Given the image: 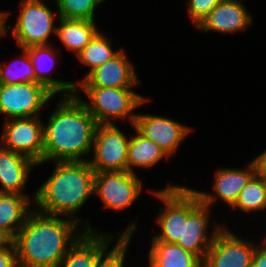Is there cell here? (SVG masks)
Returning a JSON list of instances; mask_svg holds the SVG:
<instances>
[{
  "instance_id": "obj_1",
  "label": "cell",
  "mask_w": 266,
  "mask_h": 267,
  "mask_svg": "<svg viewBox=\"0 0 266 267\" xmlns=\"http://www.w3.org/2000/svg\"><path fill=\"white\" fill-rule=\"evenodd\" d=\"M80 225L69 217L45 215L33 208L13 239L18 267H57L87 231Z\"/></svg>"
},
{
  "instance_id": "obj_2",
  "label": "cell",
  "mask_w": 266,
  "mask_h": 267,
  "mask_svg": "<svg viewBox=\"0 0 266 267\" xmlns=\"http://www.w3.org/2000/svg\"><path fill=\"white\" fill-rule=\"evenodd\" d=\"M57 102L43 124V163L36 167L54 161H87L92 153L95 118L76 95L61 96Z\"/></svg>"
},
{
  "instance_id": "obj_3",
  "label": "cell",
  "mask_w": 266,
  "mask_h": 267,
  "mask_svg": "<svg viewBox=\"0 0 266 267\" xmlns=\"http://www.w3.org/2000/svg\"><path fill=\"white\" fill-rule=\"evenodd\" d=\"M54 171L39 186L34 201L35 210L50 216H65L76 220L84 229L98 232L89 220L82 223L77 216L94 195L95 171L87 161H54Z\"/></svg>"
},
{
  "instance_id": "obj_4",
  "label": "cell",
  "mask_w": 266,
  "mask_h": 267,
  "mask_svg": "<svg viewBox=\"0 0 266 267\" xmlns=\"http://www.w3.org/2000/svg\"><path fill=\"white\" fill-rule=\"evenodd\" d=\"M81 92L88 96L81 97ZM75 95L95 118L97 125L115 124L113 120H126L134 126L137 113L135 110L150 101L132 88L76 87ZM89 100V101H88Z\"/></svg>"
},
{
  "instance_id": "obj_5",
  "label": "cell",
  "mask_w": 266,
  "mask_h": 267,
  "mask_svg": "<svg viewBox=\"0 0 266 267\" xmlns=\"http://www.w3.org/2000/svg\"><path fill=\"white\" fill-rule=\"evenodd\" d=\"M19 7L15 25L10 24V33L17 46L21 49L50 44L48 39L51 35L56 36L55 21H59L60 16L53 13L44 0H21Z\"/></svg>"
},
{
  "instance_id": "obj_6",
  "label": "cell",
  "mask_w": 266,
  "mask_h": 267,
  "mask_svg": "<svg viewBox=\"0 0 266 267\" xmlns=\"http://www.w3.org/2000/svg\"><path fill=\"white\" fill-rule=\"evenodd\" d=\"M210 211L211 208L201 202L193 189L184 186L183 242L176 244L197 256L202 262L217 233L224 226L223 223L220 225L215 222L214 228L208 232V226L211 224Z\"/></svg>"
},
{
  "instance_id": "obj_7",
  "label": "cell",
  "mask_w": 266,
  "mask_h": 267,
  "mask_svg": "<svg viewBox=\"0 0 266 267\" xmlns=\"http://www.w3.org/2000/svg\"><path fill=\"white\" fill-rule=\"evenodd\" d=\"M143 183L137 174L129 171L95 172L94 194L102 201L104 209L123 211L138 199Z\"/></svg>"
},
{
  "instance_id": "obj_8",
  "label": "cell",
  "mask_w": 266,
  "mask_h": 267,
  "mask_svg": "<svg viewBox=\"0 0 266 267\" xmlns=\"http://www.w3.org/2000/svg\"><path fill=\"white\" fill-rule=\"evenodd\" d=\"M54 96L42 83L1 84L0 115L5 120L42 116V107Z\"/></svg>"
},
{
  "instance_id": "obj_9",
  "label": "cell",
  "mask_w": 266,
  "mask_h": 267,
  "mask_svg": "<svg viewBox=\"0 0 266 267\" xmlns=\"http://www.w3.org/2000/svg\"><path fill=\"white\" fill-rule=\"evenodd\" d=\"M130 137L116 124L97 125L93 139L92 158H88L95 172L127 171Z\"/></svg>"
},
{
  "instance_id": "obj_10",
  "label": "cell",
  "mask_w": 266,
  "mask_h": 267,
  "mask_svg": "<svg viewBox=\"0 0 266 267\" xmlns=\"http://www.w3.org/2000/svg\"><path fill=\"white\" fill-rule=\"evenodd\" d=\"M42 116L11 118L3 122L0 146L43 163V120Z\"/></svg>"
},
{
  "instance_id": "obj_11",
  "label": "cell",
  "mask_w": 266,
  "mask_h": 267,
  "mask_svg": "<svg viewBox=\"0 0 266 267\" xmlns=\"http://www.w3.org/2000/svg\"><path fill=\"white\" fill-rule=\"evenodd\" d=\"M163 189L151 190L154 197H157L161 204L157 222L160 232L153 235L152 241L168 243L183 242L184 230V185L168 183Z\"/></svg>"
},
{
  "instance_id": "obj_12",
  "label": "cell",
  "mask_w": 266,
  "mask_h": 267,
  "mask_svg": "<svg viewBox=\"0 0 266 267\" xmlns=\"http://www.w3.org/2000/svg\"><path fill=\"white\" fill-rule=\"evenodd\" d=\"M257 244L237 236L224 225L207 251L202 267H251Z\"/></svg>"
},
{
  "instance_id": "obj_13",
  "label": "cell",
  "mask_w": 266,
  "mask_h": 267,
  "mask_svg": "<svg viewBox=\"0 0 266 267\" xmlns=\"http://www.w3.org/2000/svg\"><path fill=\"white\" fill-rule=\"evenodd\" d=\"M135 128L145 138L152 140L171 157L176 154L180 144L189 136L192 128L167 116L141 114L136 115Z\"/></svg>"
},
{
  "instance_id": "obj_14",
  "label": "cell",
  "mask_w": 266,
  "mask_h": 267,
  "mask_svg": "<svg viewBox=\"0 0 266 267\" xmlns=\"http://www.w3.org/2000/svg\"><path fill=\"white\" fill-rule=\"evenodd\" d=\"M214 174L213 185H211L212 193L192 189L200 197L201 202L210 208H213L212 204H215L217 200L231 208L235 204L239 193L256 174V167L251 160L244 169L218 167Z\"/></svg>"
},
{
  "instance_id": "obj_15",
  "label": "cell",
  "mask_w": 266,
  "mask_h": 267,
  "mask_svg": "<svg viewBox=\"0 0 266 267\" xmlns=\"http://www.w3.org/2000/svg\"><path fill=\"white\" fill-rule=\"evenodd\" d=\"M126 53L121 48L112 59L76 82V87L133 88L141 85L136 69Z\"/></svg>"
},
{
  "instance_id": "obj_16",
  "label": "cell",
  "mask_w": 266,
  "mask_h": 267,
  "mask_svg": "<svg viewBox=\"0 0 266 267\" xmlns=\"http://www.w3.org/2000/svg\"><path fill=\"white\" fill-rule=\"evenodd\" d=\"M254 18L241 0H222L200 22L196 29L207 32L230 34L246 32Z\"/></svg>"
},
{
  "instance_id": "obj_17",
  "label": "cell",
  "mask_w": 266,
  "mask_h": 267,
  "mask_svg": "<svg viewBox=\"0 0 266 267\" xmlns=\"http://www.w3.org/2000/svg\"><path fill=\"white\" fill-rule=\"evenodd\" d=\"M35 166L37 163L27 156L0 146V192L26 195L34 202L36 192L31 198L24 190Z\"/></svg>"
},
{
  "instance_id": "obj_18",
  "label": "cell",
  "mask_w": 266,
  "mask_h": 267,
  "mask_svg": "<svg viewBox=\"0 0 266 267\" xmlns=\"http://www.w3.org/2000/svg\"><path fill=\"white\" fill-rule=\"evenodd\" d=\"M114 234L86 231L68 250L57 267H95L116 238L117 233Z\"/></svg>"
},
{
  "instance_id": "obj_19",
  "label": "cell",
  "mask_w": 266,
  "mask_h": 267,
  "mask_svg": "<svg viewBox=\"0 0 266 267\" xmlns=\"http://www.w3.org/2000/svg\"><path fill=\"white\" fill-rule=\"evenodd\" d=\"M31 58L35 79L45 85L55 95L72 96L76 92V82L64 81L51 77V71L56 68L57 50L52 44L25 48ZM55 49V50H54ZM57 58V59H56ZM55 66V67H54Z\"/></svg>"
},
{
  "instance_id": "obj_20",
  "label": "cell",
  "mask_w": 266,
  "mask_h": 267,
  "mask_svg": "<svg viewBox=\"0 0 266 267\" xmlns=\"http://www.w3.org/2000/svg\"><path fill=\"white\" fill-rule=\"evenodd\" d=\"M34 202L26 195L0 192V235L13 240L26 218L33 211Z\"/></svg>"
},
{
  "instance_id": "obj_21",
  "label": "cell",
  "mask_w": 266,
  "mask_h": 267,
  "mask_svg": "<svg viewBox=\"0 0 266 267\" xmlns=\"http://www.w3.org/2000/svg\"><path fill=\"white\" fill-rule=\"evenodd\" d=\"M99 31L96 21L59 17L56 36L77 57Z\"/></svg>"
},
{
  "instance_id": "obj_22",
  "label": "cell",
  "mask_w": 266,
  "mask_h": 267,
  "mask_svg": "<svg viewBox=\"0 0 266 267\" xmlns=\"http://www.w3.org/2000/svg\"><path fill=\"white\" fill-rule=\"evenodd\" d=\"M149 267H202L203 262L176 243L150 241Z\"/></svg>"
},
{
  "instance_id": "obj_23",
  "label": "cell",
  "mask_w": 266,
  "mask_h": 267,
  "mask_svg": "<svg viewBox=\"0 0 266 267\" xmlns=\"http://www.w3.org/2000/svg\"><path fill=\"white\" fill-rule=\"evenodd\" d=\"M134 132L136 134L130 137L128 145L127 171L136 174L134 168L150 169L163 158H169L152 140L145 138L135 128Z\"/></svg>"
},
{
  "instance_id": "obj_24",
  "label": "cell",
  "mask_w": 266,
  "mask_h": 267,
  "mask_svg": "<svg viewBox=\"0 0 266 267\" xmlns=\"http://www.w3.org/2000/svg\"><path fill=\"white\" fill-rule=\"evenodd\" d=\"M231 210H240L244 213L266 210V179L257 173L249 180L239 193Z\"/></svg>"
},
{
  "instance_id": "obj_25",
  "label": "cell",
  "mask_w": 266,
  "mask_h": 267,
  "mask_svg": "<svg viewBox=\"0 0 266 267\" xmlns=\"http://www.w3.org/2000/svg\"><path fill=\"white\" fill-rule=\"evenodd\" d=\"M111 38L105 36V33L99 31L90 43L77 56L78 63L88 67L86 76L96 67L105 64L112 59L119 51L112 48Z\"/></svg>"
},
{
  "instance_id": "obj_26",
  "label": "cell",
  "mask_w": 266,
  "mask_h": 267,
  "mask_svg": "<svg viewBox=\"0 0 266 267\" xmlns=\"http://www.w3.org/2000/svg\"><path fill=\"white\" fill-rule=\"evenodd\" d=\"M22 54L9 63L0 64V85L39 83L35 79L33 64L28 51L21 48Z\"/></svg>"
},
{
  "instance_id": "obj_27",
  "label": "cell",
  "mask_w": 266,
  "mask_h": 267,
  "mask_svg": "<svg viewBox=\"0 0 266 267\" xmlns=\"http://www.w3.org/2000/svg\"><path fill=\"white\" fill-rule=\"evenodd\" d=\"M136 224V221H133L124 228V231L118 233L115 245L99 259L95 267H124L126 252L138 227Z\"/></svg>"
},
{
  "instance_id": "obj_28",
  "label": "cell",
  "mask_w": 266,
  "mask_h": 267,
  "mask_svg": "<svg viewBox=\"0 0 266 267\" xmlns=\"http://www.w3.org/2000/svg\"><path fill=\"white\" fill-rule=\"evenodd\" d=\"M57 14L65 19L95 21L97 7L106 0H54Z\"/></svg>"
},
{
  "instance_id": "obj_29",
  "label": "cell",
  "mask_w": 266,
  "mask_h": 267,
  "mask_svg": "<svg viewBox=\"0 0 266 267\" xmlns=\"http://www.w3.org/2000/svg\"><path fill=\"white\" fill-rule=\"evenodd\" d=\"M221 1L222 0H187L186 10L195 27H197Z\"/></svg>"
},
{
  "instance_id": "obj_30",
  "label": "cell",
  "mask_w": 266,
  "mask_h": 267,
  "mask_svg": "<svg viewBox=\"0 0 266 267\" xmlns=\"http://www.w3.org/2000/svg\"><path fill=\"white\" fill-rule=\"evenodd\" d=\"M0 267H18L16 248L13 240L4 239L0 243Z\"/></svg>"
},
{
  "instance_id": "obj_31",
  "label": "cell",
  "mask_w": 266,
  "mask_h": 267,
  "mask_svg": "<svg viewBox=\"0 0 266 267\" xmlns=\"http://www.w3.org/2000/svg\"><path fill=\"white\" fill-rule=\"evenodd\" d=\"M261 242L262 244H257L254 250L251 267H266V239Z\"/></svg>"
},
{
  "instance_id": "obj_32",
  "label": "cell",
  "mask_w": 266,
  "mask_h": 267,
  "mask_svg": "<svg viewBox=\"0 0 266 267\" xmlns=\"http://www.w3.org/2000/svg\"><path fill=\"white\" fill-rule=\"evenodd\" d=\"M256 167V173L266 179V150L252 160Z\"/></svg>"
},
{
  "instance_id": "obj_33",
  "label": "cell",
  "mask_w": 266,
  "mask_h": 267,
  "mask_svg": "<svg viewBox=\"0 0 266 267\" xmlns=\"http://www.w3.org/2000/svg\"><path fill=\"white\" fill-rule=\"evenodd\" d=\"M10 14L11 12L8 11H0V40L10 32V24L6 25V20H8Z\"/></svg>"
},
{
  "instance_id": "obj_34",
  "label": "cell",
  "mask_w": 266,
  "mask_h": 267,
  "mask_svg": "<svg viewBox=\"0 0 266 267\" xmlns=\"http://www.w3.org/2000/svg\"><path fill=\"white\" fill-rule=\"evenodd\" d=\"M4 240V238L0 235V243Z\"/></svg>"
}]
</instances>
